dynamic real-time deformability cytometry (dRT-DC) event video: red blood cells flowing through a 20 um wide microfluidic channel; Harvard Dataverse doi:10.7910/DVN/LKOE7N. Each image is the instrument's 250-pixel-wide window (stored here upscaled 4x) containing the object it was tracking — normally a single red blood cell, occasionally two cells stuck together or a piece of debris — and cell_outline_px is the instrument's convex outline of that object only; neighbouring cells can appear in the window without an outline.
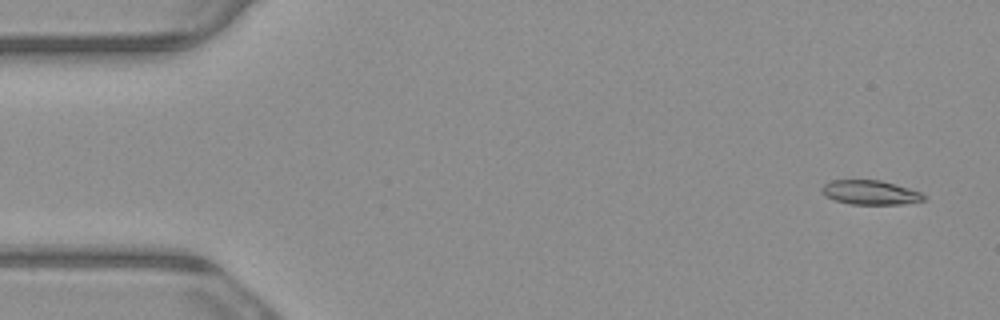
{"species": "common noctule bat (a hibernating species)", "species_latin": "Nyctalus noctula", "temperature_condition": "warm", "stored_images_in_passage": 6, "camera_frame_rate_fps": 3000, "um_per_image_px": 0.085, "animal": {"sex": "male", "body_mass_g": 23.1, "forearm_length_mm": 52.7}, "frame": {"image": 1, "passage_image": 1, "time_ms": 0.0, "image_size_px": [1000, 320], "cell_outline_px": [[924, 200], [900, 204], [852, 204], [836, 200], [824, 196], [820, 192], [820, 188], [824, 184], [832, 180], [880, 180], [908, 188], [920, 192], [924, 196]], "centroid_in_image_um": [73.9, 16.35], "position_along_channel_um": 11.1, "area_um2": 14.28}}
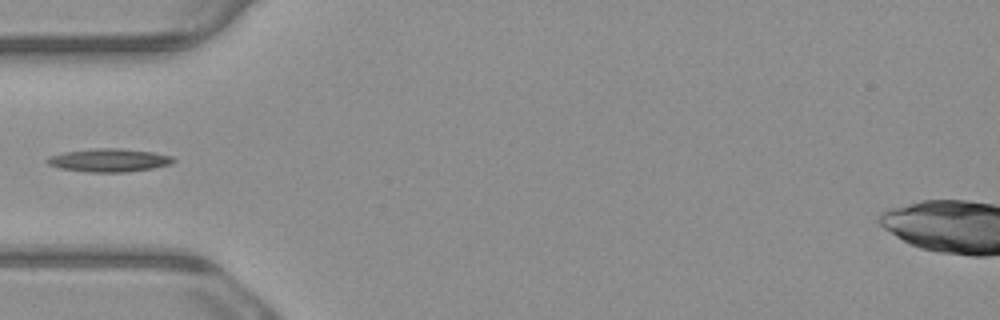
{"frame": {"image": 2, "passage_image": 5, "time_ms": 1.333, "image_size_px": [1000, 320], "cell_outline_px": [[176, 160], [172, 164], [152, 168], [128, 172], [88, 172], [60, 168], [48, 164], [44, 160], [48, 156], [64, 152], [96, 148], [120, 148], [152, 152], [172, 156]], "centroid_in_image_um": [9.26, 13.62], "position_along_channel_um": 75.7, "area_um2": 17.11}}
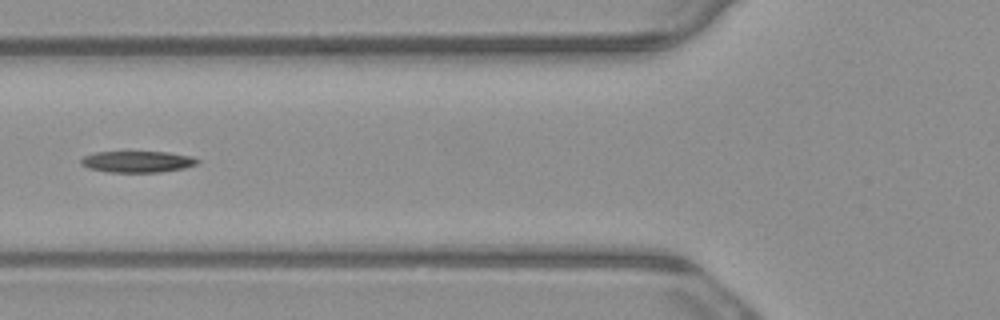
{"frame": {"image": 3, "passage_image": 6, "time_ms": 1.667, "image_size_px": [1000, 320], "cell_outline_px": [[200, 160], [196, 164], [184, 168], [160, 172], [108, 172], [88, 168], [80, 164], [80, 160], [84, 156], [96, 152], [168, 152], [192, 156]], "centroid_in_image_um": [11.67, 13.74], "position_along_channel_um": 114.1, "area_um2": 14.51}}